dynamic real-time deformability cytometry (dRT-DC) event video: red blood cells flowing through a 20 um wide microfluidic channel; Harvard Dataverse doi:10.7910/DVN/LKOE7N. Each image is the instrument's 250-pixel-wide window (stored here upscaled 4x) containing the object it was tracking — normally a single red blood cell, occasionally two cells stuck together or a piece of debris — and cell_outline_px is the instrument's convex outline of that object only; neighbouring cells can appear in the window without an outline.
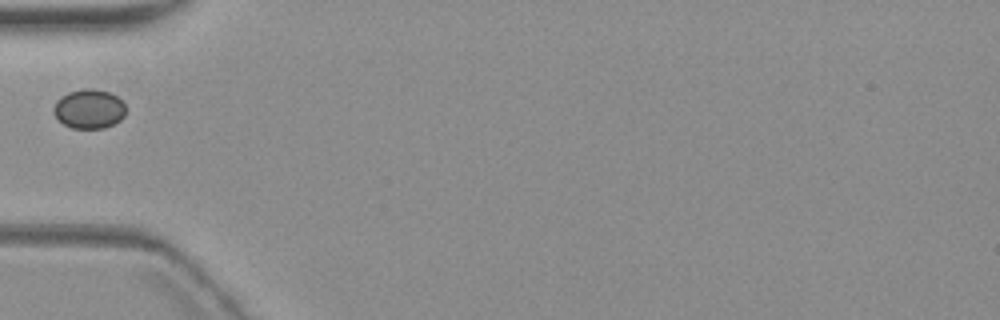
{"species": "common noctule bat (a hibernating species)", "species_latin": "Nyctalus noctula", "temperature_condition": "warm", "stored_images_in_passage": 1, "camera_frame_rate_fps": 3000, "um_per_image_px": 0.085, "animal": {"sex": "female", "body_mass_g": 19.3, "forearm_length_mm": 54.1}, "frame": {"image": 1, "passage_image": 1, "time_ms": 0.0, "image_size_px": [1000, 320], "cell_outline_px": [[128, 108], [124, 116], [120, 120], [104, 128], [72, 128], [56, 120], [52, 112], [52, 108], [56, 100], [60, 96], [68, 92], [84, 88], [92, 88], [108, 92], [116, 96]], "centroid_in_image_um": [7.53, 9.25], "position_along_channel_um": 77.5, "area_um2": 16.82}}